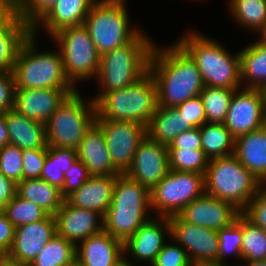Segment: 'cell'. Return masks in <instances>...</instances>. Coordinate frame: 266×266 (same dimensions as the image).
Segmentation results:
<instances>
[{"label":"cell","mask_w":266,"mask_h":266,"mask_svg":"<svg viewBox=\"0 0 266 266\" xmlns=\"http://www.w3.org/2000/svg\"><path fill=\"white\" fill-rule=\"evenodd\" d=\"M228 1V11L240 27L256 33L266 23V0Z\"/></svg>","instance_id":"cell-33"},{"label":"cell","mask_w":266,"mask_h":266,"mask_svg":"<svg viewBox=\"0 0 266 266\" xmlns=\"http://www.w3.org/2000/svg\"><path fill=\"white\" fill-rule=\"evenodd\" d=\"M170 238L186 251L193 265H218L219 238L217 230L189 224L178 215L168 217Z\"/></svg>","instance_id":"cell-13"},{"label":"cell","mask_w":266,"mask_h":266,"mask_svg":"<svg viewBox=\"0 0 266 266\" xmlns=\"http://www.w3.org/2000/svg\"><path fill=\"white\" fill-rule=\"evenodd\" d=\"M90 97L96 104L95 119L131 121L145 127L158 107L157 86L149 71L130 86Z\"/></svg>","instance_id":"cell-3"},{"label":"cell","mask_w":266,"mask_h":266,"mask_svg":"<svg viewBox=\"0 0 266 266\" xmlns=\"http://www.w3.org/2000/svg\"><path fill=\"white\" fill-rule=\"evenodd\" d=\"M258 34H260L259 37L260 39H258L257 41L266 46V23L262 26V28L257 32Z\"/></svg>","instance_id":"cell-55"},{"label":"cell","mask_w":266,"mask_h":266,"mask_svg":"<svg viewBox=\"0 0 266 266\" xmlns=\"http://www.w3.org/2000/svg\"><path fill=\"white\" fill-rule=\"evenodd\" d=\"M9 144L22 150L47 148L45 124L19 114L11 109L5 113Z\"/></svg>","instance_id":"cell-26"},{"label":"cell","mask_w":266,"mask_h":266,"mask_svg":"<svg viewBox=\"0 0 266 266\" xmlns=\"http://www.w3.org/2000/svg\"><path fill=\"white\" fill-rule=\"evenodd\" d=\"M0 173L16 184L22 180V149L12 144H6L0 149Z\"/></svg>","instance_id":"cell-40"},{"label":"cell","mask_w":266,"mask_h":266,"mask_svg":"<svg viewBox=\"0 0 266 266\" xmlns=\"http://www.w3.org/2000/svg\"><path fill=\"white\" fill-rule=\"evenodd\" d=\"M77 158V150L47 146V156L43 165L41 179L61 190L64 185V174Z\"/></svg>","instance_id":"cell-32"},{"label":"cell","mask_w":266,"mask_h":266,"mask_svg":"<svg viewBox=\"0 0 266 266\" xmlns=\"http://www.w3.org/2000/svg\"><path fill=\"white\" fill-rule=\"evenodd\" d=\"M264 99L263 89L234 91L224 125L235 139L263 127Z\"/></svg>","instance_id":"cell-14"},{"label":"cell","mask_w":266,"mask_h":266,"mask_svg":"<svg viewBox=\"0 0 266 266\" xmlns=\"http://www.w3.org/2000/svg\"><path fill=\"white\" fill-rule=\"evenodd\" d=\"M234 155L262 184H266V128L236 138Z\"/></svg>","instance_id":"cell-25"},{"label":"cell","mask_w":266,"mask_h":266,"mask_svg":"<svg viewBox=\"0 0 266 266\" xmlns=\"http://www.w3.org/2000/svg\"><path fill=\"white\" fill-rule=\"evenodd\" d=\"M219 238L218 265H226L228 256H234L242 261V212L228 227L217 230Z\"/></svg>","instance_id":"cell-39"},{"label":"cell","mask_w":266,"mask_h":266,"mask_svg":"<svg viewBox=\"0 0 266 266\" xmlns=\"http://www.w3.org/2000/svg\"><path fill=\"white\" fill-rule=\"evenodd\" d=\"M170 241L164 244L151 266H194L185 249L180 244L172 241V238Z\"/></svg>","instance_id":"cell-41"},{"label":"cell","mask_w":266,"mask_h":266,"mask_svg":"<svg viewBox=\"0 0 266 266\" xmlns=\"http://www.w3.org/2000/svg\"><path fill=\"white\" fill-rule=\"evenodd\" d=\"M184 35L177 43L195 61L205 86L242 88L240 52L232 55L217 40L196 30Z\"/></svg>","instance_id":"cell-2"},{"label":"cell","mask_w":266,"mask_h":266,"mask_svg":"<svg viewBox=\"0 0 266 266\" xmlns=\"http://www.w3.org/2000/svg\"><path fill=\"white\" fill-rule=\"evenodd\" d=\"M9 144L7 126L5 122V113H0V149Z\"/></svg>","instance_id":"cell-51"},{"label":"cell","mask_w":266,"mask_h":266,"mask_svg":"<svg viewBox=\"0 0 266 266\" xmlns=\"http://www.w3.org/2000/svg\"><path fill=\"white\" fill-rule=\"evenodd\" d=\"M168 149H201V135L199 128H193L180 133L172 143L167 146Z\"/></svg>","instance_id":"cell-48"},{"label":"cell","mask_w":266,"mask_h":266,"mask_svg":"<svg viewBox=\"0 0 266 266\" xmlns=\"http://www.w3.org/2000/svg\"><path fill=\"white\" fill-rule=\"evenodd\" d=\"M92 175L84 163L77 158L64 174V185L61 189L62 196L66 199L74 191L78 190Z\"/></svg>","instance_id":"cell-43"},{"label":"cell","mask_w":266,"mask_h":266,"mask_svg":"<svg viewBox=\"0 0 266 266\" xmlns=\"http://www.w3.org/2000/svg\"><path fill=\"white\" fill-rule=\"evenodd\" d=\"M15 89L13 72H0V113L14 108Z\"/></svg>","instance_id":"cell-47"},{"label":"cell","mask_w":266,"mask_h":266,"mask_svg":"<svg viewBox=\"0 0 266 266\" xmlns=\"http://www.w3.org/2000/svg\"><path fill=\"white\" fill-rule=\"evenodd\" d=\"M263 184L233 154L209 159L205 193L231 202L241 212Z\"/></svg>","instance_id":"cell-7"},{"label":"cell","mask_w":266,"mask_h":266,"mask_svg":"<svg viewBox=\"0 0 266 266\" xmlns=\"http://www.w3.org/2000/svg\"><path fill=\"white\" fill-rule=\"evenodd\" d=\"M253 42L239 51L241 86L266 90V46Z\"/></svg>","instance_id":"cell-29"},{"label":"cell","mask_w":266,"mask_h":266,"mask_svg":"<svg viewBox=\"0 0 266 266\" xmlns=\"http://www.w3.org/2000/svg\"><path fill=\"white\" fill-rule=\"evenodd\" d=\"M76 261V246L57 234L38 253L30 266H71Z\"/></svg>","instance_id":"cell-34"},{"label":"cell","mask_w":266,"mask_h":266,"mask_svg":"<svg viewBox=\"0 0 266 266\" xmlns=\"http://www.w3.org/2000/svg\"><path fill=\"white\" fill-rule=\"evenodd\" d=\"M0 266H30L29 264H23V263H17L14 261L9 260L8 258H4L1 262H0Z\"/></svg>","instance_id":"cell-56"},{"label":"cell","mask_w":266,"mask_h":266,"mask_svg":"<svg viewBox=\"0 0 266 266\" xmlns=\"http://www.w3.org/2000/svg\"><path fill=\"white\" fill-rule=\"evenodd\" d=\"M144 31L122 47L101 55L95 80L100 92H111L132 85L149 68V59L155 42Z\"/></svg>","instance_id":"cell-5"},{"label":"cell","mask_w":266,"mask_h":266,"mask_svg":"<svg viewBox=\"0 0 266 266\" xmlns=\"http://www.w3.org/2000/svg\"><path fill=\"white\" fill-rule=\"evenodd\" d=\"M123 255V243L104 230L76 246V261L81 266H113Z\"/></svg>","instance_id":"cell-21"},{"label":"cell","mask_w":266,"mask_h":266,"mask_svg":"<svg viewBox=\"0 0 266 266\" xmlns=\"http://www.w3.org/2000/svg\"><path fill=\"white\" fill-rule=\"evenodd\" d=\"M236 266H266V260L263 261H255V262H251V263H245V264H241V265H236Z\"/></svg>","instance_id":"cell-57"},{"label":"cell","mask_w":266,"mask_h":266,"mask_svg":"<svg viewBox=\"0 0 266 266\" xmlns=\"http://www.w3.org/2000/svg\"><path fill=\"white\" fill-rule=\"evenodd\" d=\"M56 2L57 0H26L17 14L32 28Z\"/></svg>","instance_id":"cell-44"},{"label":"cell","mask_w":266,"mask_h":266,"mask_svg":"<svg viewBox=\"0 0 266 266\" xmlns=\"http://www.w3.org/2000/svg\"><path fill=\"white\" fill-rule=\"evenodd\" d=\"M26 2V0H0L1 7H8L12 11H18Z\"/></svg>","instance_id":"cell-52"},{"label":"cell","mask_w":266,"mask_h":266,"mask_svg":"<svg viewBox=\"0 0 266 266\" xmlns=\"http://www.w3.org/2000/svg\"><path fill=\"white\" fill-rule=\"evenodd\" d=\"M37 37L31 33L18 51L12 70L16 89L77 88L66 76L59 49L38 50Z\"/></svg>","instance_id":"cell-6"},{"label":"cell","mask_w":266,"mask_h":266,"mask_svg":"<svg viewBox=\"0 0 266 266\" xmlns=\"http://www.w3.org/2000/svg\"><path fill=\"white\" fill-rule=\"evenodd\" d=\"M2 211L15 228L41 221L49 215L39 205L20 197L17 193Z\"/></svg>","instance_id":"cell-37"},{"label":"cell","mask_w":266,"mask_h":266,"mask_svg":"<svg viewBox=\"0 0 266 266\" xmlns=\"http://www.w3.org/2000/svg\"><path fill=\"white\" fill-rule=\"evenodd\" d=\"M54 217L56 234L75 246L104 230V218L101 214L74 207L66 199Z\"/></svg>","instance_id":"cell-20"},{"label":"cell","mask_w":266,"mask_h":266,"mask_svg":"<svg viewBox=\"0 0 266 266\" xmlns=\"http://www.w3.org/2000/svg\"><path fill=\"white\" fill-rule=\"evenodd\" d=\"M201 149L209 159L233 155L235 138L224 123H204L200 128Z\"/></svg>","instance_id":"cell-31"},{"label":"cell","mask_w":266,"mask_h":266,"mask_svg":"<svg viewBox=\"0 0 266 266\" xmlns=\"http://www.w3.org/2000/svg\"><path fill=\"white\" fill-rule=\"evenodd\" d=\"M194 266H229V265H215V264H197Z\"/></svg>","instance_id":"cell-59"},{"label":"cell","mask_w":266,"mask_h":266,"mask_svg":"<svg viewBox=\"0 0 266 266\" xmlns=\"http://www.w3.org/2000/svg\"><path fill=\"white\" fill-rule=\"evenodd\" d=\"M240 213L231 202L204 193L177 215L189 224L220 230L230 226Z\"/></svg>","instance_id":"cell-17"},{"label":"cell","mask_w":266,"mask_h":266,"mask_svg":"<svg viewBox=\"0 0 266 266\" xmlns=\"http://www.w3.org/2000/svg\"><path fill=\"white\" fill-rule=\"evenodd\" d=\"M150 190L126 174L116 176L112 202L105 214L104 231L123 244L153 215Z\"/></svg>","instance_id":"cell-4"},{"label":"cell","mask_w":266,"mask_h":266,"mask_svg":"<svg viewBox=\"0 0 266 266\" xmlns=\"http://www.w3.org/2000/svg\"><path fill=\"white\" fill-rule=\"evenodd\" d=\"M77 88L15 89L14 110L40 123H46L66 97Z\"/></svg>","instance_id":"cell-19"},{"label":"cell","mask_w":266,"mask_h":266,"mask_svg":"<svg viewBox=\"0 0 266 266\" xmlns=\"http://www.w3.org/2000/svg\"><path fill=\"white\" fill-rule=\"evenodd\" d=\"M213 86H205L199 96L202 100L206 123H224L234 91Z\"/></svg>","instance_id":"cell-35"},{"label":"cell","mask_w":266,"mask_h":266,"mask_svg":"<svg viewBox=\"0 0 266 266\" xmlns=\"http://www.w3.org/2000/svg\"><path fill=\"white\" fill-rule=\"evenodd\" d=\"M116 176H91L66 200L74 207L98 212L105 216L113 196Z\"/></svg>","instance_id":"cell-24"},{"label":"cell","mask_w":266,"mask_h":266,"mask_svg":"<svg viewBox=\"0 0 266 266\" xmlns=\"http://www.w3.org/2000/svg\"><path fill=\"white\" fill-rule=\"evenodd\" d=\"M15 227L0 210V251L6 255L14 241Z\"/></svg>","instance_id":"cell-49"},{"label":"cell","mask_w":266,"mask_h":266,"mask_svg":"<svg viewBox=\"0 0 266 266\" xmlns=\"http://www.w3.org/2000/svg\"><path fill=\"white\" fill-rule=\"evenodd\" d=\"M242 213L266 231V184H263Z\"/></svg>","instance_id":"cell-45"},{"label":"cell","mask_w":266,"mask_h":266,"mask_svg":"<svg viewBox=\"0 0 266 266\" xmlns=\"http://www.w3.org/2000/svg\"><path fill=\"white\" fill-rule=\"evenodd\" d=\"M77 156L92 176H117L120 174L111 161L105 136L96 124H93L85 133L77 149Z\"/></svg>","instance_id":"cell-23"},{"label":"cell","mask_w":266,"mask_h":266,"mask_svg":"<svg viewBox=\"0 0 266 266\" xmlns=\"http://www.w3.org/2000/svg\"><path fill=\"white\" fill-rule=\"evenodd\" d=\"M263 127L266 128V90H265V99L263 105Z\"/></svg>","instance_id":"cell-58"},{"label":"cell","mask_w":266,"mask_h":266,"mask_svg":"<svg viewBox=\"0 0 266 266\" xmlns=\"http://www.w3.org/2000/svg\"><path fill=\"white\" fill-rule=\"evenodd\" d=\"M146 128L147 135L151 139L169 146L180 133L195 127L191 123H187L184 116L180 115L175 107L158 106Z\"/></svg>","instance_id":"cell-28"},{"label":"cell","mask_w":266,"mask_h":266,"mask_svg":"<svg viewBox=\"0 0 266 266\" xmlns=\"http://www.w3.org/2000/svg\"><path fill=\"white\" fill-rule=\"evenodd\" d=\"M175 108L180 115L184 116L187 123H191L195 128H200L206 123L205 110L199 95L182 102Z\"/></svg>","instance_id":"cell-46"},{"label":"cell","mask_w":266,"mask_h":266,"mask_svg":"<svg viewBox=\"0 0 266 266\" xmlns=\"http://www.w3.org/2000/svg\"><path fill=\"white\" fill-rule=\"evenodd\" d=\"M148 71L157 86L158 106L174 108L205 87L195 61L177 42L161 48L155 43Z\"/></svg>","instance_id":"cell-1"},{"label":"cell","mask_w":266,"mask_h":266,"mask_svg":"<svg viewBox=\"0 0 266 266\" xmlns=\"http://www.w3.org/2000/svg\"><path fill=\"white\" fill-rule=\"evenodd\" d=\"M126 0H96L84 25L100 55L124 46L140 32L131 26Z\"/></svg>","instance_id":"cell-8"},{"label":"cell","mask_w":266,"mask_h":266,"mask_svg":"<svg viewBox=\"0 0 266 266\" xmlns=\"http://www.w3.org/2000/svg\"><path fill=\"white\" fill-rule=\"evenodd\" d=\"M242 261L251 263L266 260V231L242 213Z\"/></svg>","instance_id":"cell-36"},{"label":"cell","mask_w":266,"mask_h":266,"mask_svg":"<svg viewBox=\"0 0 266 266\" xmlns=\"http://www.w3.org/2000/svg\"><path fill=\"white\" fill-rule=\"evenodd\" d=\"M204 193L205 175L169 170L161 182L150 191L151 209L155 213L153 215H177Z\"/></svg>","instance_id":"cell-11"},{"label":"cell","mask_w":266,"mask_h":266,"mask_svg":"<svg viewBox=\"0 0 266 266\" xmlns=\"http://www.w3.org/2000/svg\"><path fill=\"white\" fill-rule=\"evenodd\" d=\"M95 124L105 136L114 168L125 174L132 165L136 149L147 135V128L136 122L106 119H95Z\"/></svg>","instance_id":"cell-12"},{"label":"cell","mask_w":266,"mask_h":266,"mask_svg":"<svg viewBox=\"0 0 266 266\" xmlns=\"http://www.w3.org/2000/svg\"><path fill=\"white\" fill-rule=\"evenodd\" d=\"M16 193L20 197L39 205L49 215L53 216L65 201L58 187L50 185L41 178L21 180L17 183Z\"/></svg>","instance_id":"cell-30"},{"label":"cell","mask_w":266,"mask_h":266,"mask_svg":"<svg viewBox=\"0 0 266 266\" xmlns=\"http://www.w3.org/2000/svg\"><path fill=\"white\" fill-rule=\"evenodd\" d=\"M71 266H81L77 261H75Z\"/></svg>","instance_id":"cell-61"},{"label":"cell","mask_w":266,"mask_h":266,"mask_svg":"<svg viewBox=\"0 0 266 266\" xmlns=\"http://www.w3.org/2000/svg\"><path fill=\"white\" fill-rule=\"evenodd\" d=\"M77 90L69 94L45 123L47 146L77 150L85 133L95 124L96 104Z\"/></svg>","instance_id":"cell-9"},{"label":"cell","mask_w":266,"mask_h":266,"mask_svg":"<svg viewBox=\"0 0 266 266\" xmlns=\"http://www.w3.org/2000/svg\"><path fill=\"white\" fill-rule=\"evenodd\" d=\"M170 170L206 174L209 158L202 149H168Z\"/></svg>","instance_id":"cell-38"},{"label":"cell","mask_w":266,"mask_h":266,"mask_svg":"<svg viewBox=\"0 0 266 266\" xmlns=\"http://www.w3.org/2000/svg\"><path fill=\"white\" fill-rule=\"evenodd\" d=\"M32 28L13 11L0 24V72H11L18 51L31 35Z\"/></svg>","instance_id":"cell-27"},{"label":"cell","mask_w":266,"mask_h":266,"mask_svg":"<svg viewBox=\"0 0 266 266\" xmlns=\"http://www.w3.org/2000/svg\"><path fill=\"white\" fill-rule=\"evenodd\" d=\"M166 238L170 239L168 217L152 216L123 244L124 255L128 257L127 254H130L135 263L147 261L151 266L166 243Z\"/></svg>","instance_id":"cell-16"},{"label":"cell","mask_w":266,"mask_h":266,"mask_svg":"<svg viewBox=\"0 0 266 266\" xmlns=\"http://www.w3.org/2000/svg\"><path fill=\"white\" fill-rule=\"evenodd\" d=\"M17 184L0 173V210L16 195Z\"/></svg>","instance_id":"cell-50"},{"label":"cell","mask_w":266,"mask_h":266,"mask_svg":"<svg viewBox=\"0 0 266 266\" xmlns=\"http://www.w3.org/2000/svg\"><path fill=\"white\" fill-rule=\"evenodd\" d=\"M13 11L8 7L0 6V24L12 13Z\"/></svg>","instance_id":"cell-54"},{"label":"cell","mask_w":266,"mask_h":266,"mask_svg":"<svg viewBox=\"0 0 266 266\" xmlns=\"http://www.w3.org/2000/svg\"><path fill=\"white\" fill-rule=\"evenodd\" d=\"M5 258V255L0 251V262Z\"/></svg>","instance_id":"cell-60"},{"label":"cell","mask_w":266,"mask_h":266,"mask_svg":"<svg viewBox=\"0 0 266 266\" xmlns=\"http://www.w3.org/2000/svg\"><path fill=\"white\" fill-rule=\"evenodd\" d=\"M134 260L129 261L125 255H123L113 266H136L137 263L134 265Z\"/></svg>","instance_id":"cell-53"},{"label":"cell","mask_w":266,"mask_h":266,"mask_svg":"<svg viewBox=\"0 0 266 266\" xmlns=\"http://www.w3.org/2000/svg\"><path fill=\"white\" fill-rule=\"evenodd\" d=\"M50 38L60 51L66 76L76 87L79 81L96 78L101 55L84 24L63 28Z\"/></svg>","instance_id":"cell-10"},{"label":"cell","mask_w":266,"mask_h":266,"mask_svg":"<svg viewBox=\"0 0 266 266\" xmlns=\"http://www.w3.org/2000/svg\"><path fill=\"white\" fill-rule=\"evenodd\" d=\"M169 170L167 146L146 135L136 149L132 165L125 174L151 191Z\"/></svg>","instance_id":"cell-15"},{"label":"cell","mask_w":266,"mask_h":266,"mask_svg":"<svg viewBox=\"0 0 266 266\" xmlns=\"http://www.w3.org/2000/svg\"><path fill=\"white\" fill-rule=\"evenodd\" d=\"M56 235V221L48 215L41 221L15 228L14 241L5 255L11 261L31 264L38 253Z\"/></svg>","instance_id":"cell-18"},{"label":"cell","mask_w":266,"mask_h":266,"mask_svg":"<svg viewBox=\"0 0 266 266\" xmlns=\"http://www.w3.org/2000/svg\"><path fill=\"white\" fill-rule=\"evenodd\" d=\"M96 0H57L53 7L32 27V34L45 28L50 37L59 30L82 25ZM41 25V26H40Z\"/></svg>","instance_id":"cell-22"},{"label":"cell","mask_w":266,"mask_h":266,"mask_svg":"<svg viewBox=\"0 0 266 266\" xmlns=\"http://www.w3.org/2000/svg\"><path fill=\"white\" fill-rule=\"evenodd\" d=\"M47 156V148L22 150V180L41 178L43 165Z\"/></svg>","instance_id":"cell-42"}]
</instances>
